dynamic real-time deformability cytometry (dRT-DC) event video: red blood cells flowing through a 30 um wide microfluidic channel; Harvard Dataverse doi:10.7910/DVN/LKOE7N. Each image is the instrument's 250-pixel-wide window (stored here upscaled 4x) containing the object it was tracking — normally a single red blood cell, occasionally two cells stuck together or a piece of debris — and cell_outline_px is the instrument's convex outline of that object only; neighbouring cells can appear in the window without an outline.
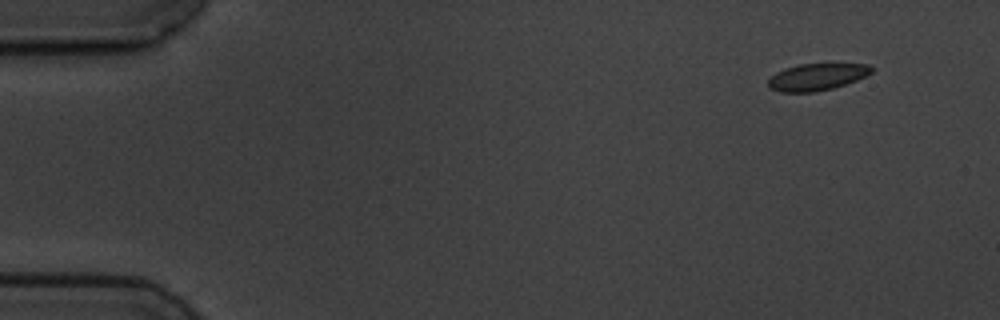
{"species": "common noctule bat (a hibernating species)", "species_latin": "Nyctalus noctula", "temperature_condition": "cold", "stored_images_in_passage": 5, "segment_of_instrument_passage": [2, 2], "camera_frame_rate_fps": 3000, "um_per_image_px": 0.085, "animal": {"sex": "male", "body_mass_g": 19.5, "forearm_length_mm": 54.6}, "frame": {"image": 1, "passage_image": 5, "time_ms": 4.667, "image_size_px": [1000, 320], "cell_outline_px": [[872, 72], [856, 80], [832, 88], [812, 92], [780, 92], [768, 88], [768, 80], [776, 72], [784, 68], [800, 64], [868, 64], [872, 68]], "centroid_in_image_um": [69.38, 6.54], "position_along_channel_um": 15.6, "area_um2": 16.01}}